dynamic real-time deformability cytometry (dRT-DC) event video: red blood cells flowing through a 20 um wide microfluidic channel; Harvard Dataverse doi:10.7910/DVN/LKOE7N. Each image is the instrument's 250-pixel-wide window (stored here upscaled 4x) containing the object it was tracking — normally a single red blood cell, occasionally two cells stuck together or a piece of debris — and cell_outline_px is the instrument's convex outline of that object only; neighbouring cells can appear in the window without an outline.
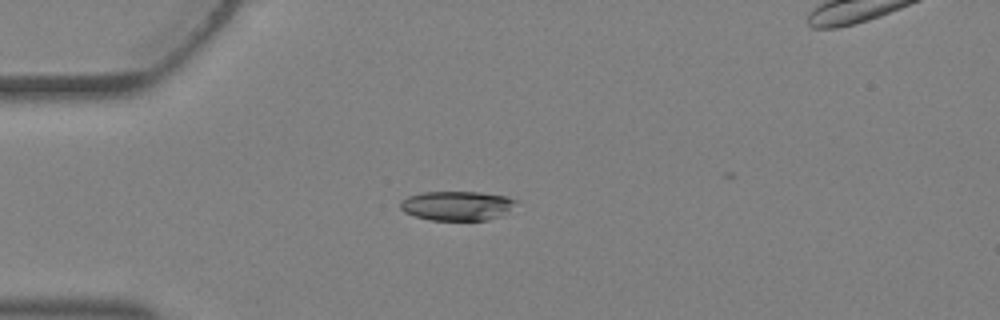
{"species": "Egyptian fruit bat (a non-hibernating species)", "species_latin": "Rousettus aegyptiacus", "temperature_condition": "warm", "stored_images_in_passage": 4, "camera_frame_rate_fps": 3000, "um_per_image_px": 0.085, "animal": {"sex": "female"}, "frame": {"image": 1, "passage_image": 3, "time_ms": 0.667, "image_size_px": [1000, 320], "cell_outline_px": [[516, 200], [500, 216], [488, 220], [432, 220], [416, 216], [404, 212], [400, 208], [400, 204], [408, 196], [424, 192], [480, 192], [508, 196]], "centroid_in_image_um": [38.81, 17.48], "position_along_channel_um": 46.2, "area_um2": 19.42}}